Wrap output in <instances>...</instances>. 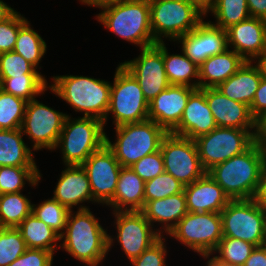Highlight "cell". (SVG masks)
Masks as SVG:
<instances>
[{
    "mask_svg": "<svg viewBox=\"0 0 266 266\" xmlns=\"http://www.w3.org/2000/svg\"><path fill=\"white\" fill-rule=\"evenodd\" d=\"M113 240L94 217L90 208L80 205L76 214L73 210L69 211L65 230L60 236L62 243L58 248H63L87 266H98L105 260V256L114 244Z\"/></svg>",
    "mask_w": 266,
    "mask_h": 266,
    "instance_id": "cell-1",
    "label": "cell"
},
{
    "mask_svg": "<svg viewBox=\"0 0 266 266\" xmlns=\"http://www.w3.org/2000/svg\"><path fill=\"white\" fill-rule=\"evenodd\" d=\"M266 167L263 146L256 141L241 154L221 162L207 173L230 200L253 198Z\"/></svg>",
    "mask_w": 266,
    "mask_h": 266,
    "instance_id": "cell-2",
    "label": "cell"
},
{
    "mask_svg": "<svg viewBox=\"0 0 266 266\" xmlns=\"http://www.w3.org/2000/svg\"><path fill=\"white\" fill-rule=\"evenodd\" d=\"M99 23L118 37L142 48L155 45L151 30L149 0H121L103 6Z\"/></svg>",
    "mask_w": 266,
    "mask_h": 266,
    "instance_id": "cell-3",
    "label": "cell"
},
{
    "mask_svg": "<svg viewBox=\"0 0 266 266\" xmlns=\"http://www.w3.org/2000/svg\"><path fill=\"white\" fill-rule=\"evenodd\" d=\"M49 89L84 117L104 121L109 108L111 83L86 76L59 75L53 77Z\"/></svg>",
    "mask_w": 266,
    "mask_h": 266,
    "instance_id": "cell-4",
    "label": "cell"
},
{
    "mask_svg": "<svg viewBox=\"0 0 266 266\" xmlns=\"http://www.w3.org/2000/svg\"><path fill=\"white\" fill-rule=\"evenodd\" d=\"M116 142L106 135V145L122 167H130L148 154L160 150L168 132L153 120L126 123L115 127Z\"/></svg>",
    "mask_w": 266,
    "mask_h": 266,
    "instance_id": "cell-5",
    "label": "cell"
},
{
    "mask_svg": "<svg viewBox=\"0 0 266 266\" xmlns=\"http://www.w3.org/2000/svg\"><path fill=\"white\" fill-rule=\"evenodd\" d=\"M104 123L94 117L67 115L55 149L60 147L66 165H82L88 157L106 143Z\"/></svg>",
    "mask_w": 266,
    "mask_h": 266,
    "instance_id": "cell-6",
    "label": "cell"
},
{
    "mask_svg": "<svg viewBox=\"0 0 266 266\" xmlns=\"http://www.w3.org/2000/svg\"><path fill=\"white\" fill-rule=\"evenodd\" d=\"M149 3L151 30L157 43L163 42L162 38L177 41L194 30L205 16L193 0H149Z\"/></svg>",
    "mask_w": 266,
    "mask_h": 266,
    "instance_id": "cell-7",
    "label": "cell"
},
{
    "mask_svg": "<svg viewBox=\"0 0 266 266\" xmlns=\"http://www.w3.org/2000/svg\"><path fill=\"white\" fill-rule=\"evenodd\" d=\"M109 108L106 113V124L109 114H113L114 125L142 122L148 119L149 102L135 77L120 63L116 69Z\"/></svg>",
    "mask_w": 266,
    "mask_h": 266,
    "instance_id": "cell-8",
    "label": "cell"
},
{
    "mask_svg": "<svg viewBox=\"0 0 266 266\" xmlns=\"http://www.w3.org/2000/svg\"><path fill=\"white\" fill-rule=\"evenodd\" d=\"M168 235L209 259L223 238L221 214L188 212Z\"/></svg>",
    "mask_w": 266,
    "mask_h": 266,
    "instance_id": "cell-9",
    "label": "cell"
},
{
    "mask_svg": "<svg viewBox=\"0 0 266 266\" xmlns=\"http://www.w3.org/2000/svg\"><path fill=\"white\" fill-rule=\"evenodd\" d=\"M220 214L223 237L240 239L256 247L265 245L266 212L252 198L230 200Z\"/></svg>",
    "mask_w": 266,
    "mask_h": 266,
    "instance_id": "cell-10",
    "label": "cell"
},
{
    "mask_svg": "<svg viewBox=\"0 0 266 266\" xmlns=\"http://www.w3.org/2000/svg\"><path fill=\"white\" fill-rule=\"evenodd\" d=\"M255 134L252 129L216 127L198 136L194 140L205 171L246 151L255 142Z\"/></svg>",
    "mask_w": 266,
    "mask_h": 266,
    "instance_id": "cell-11",
    "label": "cell"
},
{
    "mask_svg": "<svg viewBox=\"0 0 266 266\" xmlns=\"http://www.w3.org/2000/svg\"><path fill=\"white\" fill-rule=\"evenodd\" d=\"M164 169L182 184L189 185L207 172L203 168L195 140L168 133L161 142Z\"/></svg>",
    "mask_w": 266,
    "mask_h": 266,
    "instance_id": "cell-12",
    "label": "cell"
},
{
    "mask_svg": "<svg viewBox=\"0 0 266 266\" xmlns=\"http://www.w3.org/2000/svg\"><path fill=\"white\" fill-rule=\"evenodd\" d=\"M66 116L37 99L27 102L20 129L32 141L33 151L55 150Z\"/></svg>",
    "mask_w": 266,
    "mask_h": 266,
    "instance_id": "cell-13",
    "label": "cell"
},
{
    "mask_svg": "<svg viewBox=\"0 0 266 266\" xmlns=\"http://www.w3.org/2000/svg\"><path fill=\"white\" fill-rule=\"evenodd\" d=\"M115 218L118 243L129 261L134 260L162 235L154 229L141 211H116Z\"/></svg>",
    "mask_w": 266,
    "mask_h": 266,
    "instance_id": "cell-14",
    "label": "cell"
},
{
    "mask_svg": "<svg viewBox=\"0 0 266 266\" xmlns=\"http://www.w3.org/2000/svg\"><path fill=\"white\" fill-rule=\"evenodd\" d=\"M121 64L138 81L148 102L170 85L164 68L163 42L142 48L137 58Z\"/></svg>",
    "mask_w": 266,
    "mask_h": 266,
    "instance_id": "cell-15",
    "label": "cell"
},
{
    "mask_svg": "<svg viewBox=\"0 0 266 266\" xmlns=\"http://www.w3.org/2000/svg\"><path fill=\"white\" fill-rule=\"evenodd\" d=\"M85 169L93 199L98 204H108L114 196L122 166L105 144L92 153L82 164Z\"/></svg>",
    "mask_w": 266,
    "mask_h": 266,
    "instance_id": "cell-16",
    "label": "cell"
},
{
    "mask_svg": "<svg viewBox=\"0 0 266 266\" xmlns=\"http://www.w3.org/2000/svg\"><path fill=\"white\" fill-rule=\"evenodd\" d=\"M177 40L182 44L184 54L198 66L228 48L226 30L213 25L211 21L202 20L194 30Z\"/></svg>",
    "mask_w": 266,
    "mask_h": 266,
    "instance_id": "cell-17",
    "label": "cell"
},
{
    "mask_svg": "<svg viewBox=\"0 0 266 266\" xmlns=\"http://www.w3.org/2000/svg\"><path fill=\"white\" fill-rule=\"evenodd\" d=\"M195 90L185 85H169L149 102L148 119L170 133L180 123L187 101Z\"/></svg>",
    "mask_w": 266,
    "mask_h": 266,
    "instance_id": "cell-18",
    "label": "cell"
},
{
    "mask_svg": "<svg viewBox=\"0 0 266 266\" xmlns=\"http://www.w3.org/2000/svg\"><path fill=\"white\" fill-rule=\"evenodd\" d=\"M227 45L245 61H255L266 51V20L249 17L226 29Z\"/></svg>",
    "mask_w": 266,
    "mask_h": 266,
    "instance_id": "cell-19",
    "label": "cell"
},
{
    "mask_svg": "<svg viewBox=\"0 0 266 266\" xmlns=\"http://www.w3.org/2000/svg\"><path fill=\"white\" fill-rule=\"evenodd\" d=\"M205 96L217 127L256 130L248 105L228 98L217 88H205Z\"/></svg>",
    "mask_w": 266,
    "mask_h": 266,
    "instance_id": "cell-20",
    "label": "cell"
},
{
    "mask_svg": "<svg viewBox=\"0 0 266 266\" xmlns=\"http://www.w3.org/2000/svg\"><path fill=\"white\" fill-rule=\"evenodd\" d=\"M217 127L204 89H196L189 97L180 123L170 132L174 135L196 139Z\"/></svg>",
    "mask_w": 266,
    "mask_h": 266,
    "instance_id": "cell-21",
    "label": "cell"
},
{
    "mask_svg": "<svg viewBox=\"0 0 266 266\" xmlns=\"http://www.w3.org/2000/svg\"><path fill=\"white\" fill-rule=\"evenodd\" d=\"M184 194L187 211L193 213H220L230 201L221 186L208 173L186 185Z\"/></svg>",
    "mask_w": 266,
    "mask_h": 266,
    "instance_id": "cell-22",
    "label": "cell"
},
{
    "mask_svg": "<svg viewBox=\"0 0 266 266\" xmlns=\"http://www.w3.org/2000/svg\"><path fill=\"white\" fill-rule=\"evenodd\" d=\"M53 198L69 210L85 201L96 202L93 199L87 173L82 165H66L61 172Z\"/></svg>",
    "mask_w": 266,
    "mask_h": 266,
    "instance_id": "cell-23",
    "label": "cell"
},
{
    "mask_svg": "<svg viewBox=\"0 0 266 266\" xmlns=\"http://www.w3.org/2000/svg\"><path fill=\"white\" fill-rule=\"evenodd\" d=\"M245 60L234 50L227 48L224 52L207 58L199 65V89L216 88L235 74Z\"/></svg>",
    "mask_w": 266,
    "mask_h": 266,
    "instance_id": "cell-24",
    "label": "cell"
},
{
    "mask_svg": "<svg viewBox=\"0 0 266 266\" xmlns=\"http://www.w3.org/2000/svg\"><path fill=\"white\" fill-rule=\"evenodd\" d=\"M145 181L131 167L120 170L113 199L106 205L116 211H141L145 205Z\"/></svg>",
    "mask_w": 266,
    "mask_h": 266,
    "instance_id": "cell-25",
    "label": "cell"
},
{
    "mask_svg": "<svg viewBox=\"0 0 266 266\" xmlns=\"http://www.w3.org/2000/svg\"><path fill=\"white\" fill-rule=\"evenodd\" d=\"M261 73L253 61H245L238 71L216 88L232 100L250 107L261 82Z\"/></svg>",
    "mask_w": 266,
    "mask_h": 266,
    "instance_id": "cell-26",
    "label": "cell"
},
{
    "mask_svg": "<svg viewBox=\"0 0 266 266\" xmlns=\"http://www.w3.org/2000/svg\"><path fill=\"white\" fill-rule=\"evenodd\" d=\"M141 212L152 226L154 222L162 223L161 230L168 235L188 213L185 194L181 192L162 199L148 201Z\"/></svg>",
    "mask_w": 266,
    "mask_h": 266,
    "instance_id": "cell-27",
    "label": "cell"
},
{
    "mask_svg": "<svg viewBox=\"0 0 266 266\" xmlns=\"http://www.w3.org/2000/svg\"><path fill=\"white\" fill-rule=\"evenodd\" d=\"M21 129H0V166H37Z\"/></svg>",
    "mask_w": 266,
    "mask_h": 266,
    "instance_id": "cell-28",
    "label": "cell"
},
{
    "mask_svg": "<svg viewBox=\"0 0 266 266\" xmlns=\"http://www.w3.org/2000/svg\"><path fill=\"white\" fill-rule=\"evenodd\" d=\"M182 54L170 55L163 41V61L168 82L170 85H185L199 89V66L183 51ZM195 78L197 82L192 80Z\"/></svg>",
    "mask_w": 266,
    "mask_h": 266,
    "instance_id": "cell-29",
    "label": "cell"
},
{
    "mask_svg": "<svg viewBox=\"0 0 266 266\" xmlns=\"http://www.w3.org/2000/svg\"><path fill=\"white\" fill-rule=\"evenodd\" d=\"M17 228L27 248L44 249L53 253L58 250L57 241L60 242V236L33 213L27 216Z\"/></svg>",
    "mask_w": 266,
    "mask_h": 266,
    "instance_id": "cell-30",
    "label": "cell"
},
{
    "mask_svg": "<svg viewBox=\"0 0 266 266\" xmlns=\"http://www.w3.org/2000/svg\"><path fill=\"white\" fill-rule=\"evenodd\" d=\"M48 83L42 74H23V76L0 78V89L29 102L44 94Z\"/></svg>",
    "mask_w": 266,
    "mask_h": 266,
    "instance_id": "cell-31",
    "label": "cell"
},
{
    "mask_svg": "<svg viewBox=\"0 0 266 266\" xmlns=\"http://www.w3.org/2000/svg\"><path fill=\"white\" fill-rule=\"evenodd\" d=\"M32 213L27 196L17 193L0 194V227H18Z\"/></svg>",
    "mask_w": 266,
    "mask_h": 266,
    "instance_id": "cell-32",
    "label": "cell"
},
{
    "mask_svg": "<svg viewBox=\"0 0 266 266\" xmlns=\"http://www.w3.org/2000/svg\"><path fill=\"white\" fill-rule=\"evenodd\" d=\"M41 176L37 166H0V194L21 192L26 181L34 187Z\"/></svg>",
    "mask_w": 266,
    "mask_h": 266,
    "instance_id": "cell-33",
    "label": "cell"
},
{
    "mask_svg": "<svg viewBox=\"0 0 266 266\" xmlns=\"http://www.w3.org/2000/svg\"><path fill=\"white\" fill-rule=\"evenodd\" d=\"M47 44L42 37L31 28L30 22L26 21L17 35L14 52L20 54L36 69L46 53Z\"/></svg>",
    "mask_w": 266,
    "mask_h": 266,
    "instance_id": "cell-34",
    "label": "cell"
},
{
    "mask_svg": "<svg viewBox=\"0 0 266 266\" xmlns=\"http://www.w3.org/2000/svg\"><path fill=\"white\" fill-rule=\"evenodd\" d=\"M209 12L216 18V23H211L223 30L251 17L246 0H216L205 15Z\"/></svg>",
    "mask_w": 266,
    "mask_h": 266,
    "instance_id": "cell-35",
    "label": "cell"
},
{
    "mask_svg": "<svg viewBox=\"0 0 266 266\" xmlns=\"http://www.w3.org/2000/svg\"><path fill=\"white\" fill-rule=\"evenodd\" d=\"M27 101L0 89V129H20Z\"/></svg>",
    "mask_w": 266,
    "mask_h": 266,
    "instance_id": "cell-36",
    "label": "cell"
},
{
    "mask_svg": "<svg viewBox=\"0 0 266 266\" xmlns=\"http://www.w3.org/2000/svg\"><path fill=\"white\" fill-rule=\"evenodd\" d=\"M255 245L232 237H223L214 250V253H219L209 260H221L227 263L243 266L249 258Z\"/></svg>",
    "mask_w": 266,
    "mask_h": 266,
    "instance_id": "cell-37",
    "label": "cell"
},
{
    "mask_svg": "<svg viewBox=\"0 0 266 266\" xmlns=\"http://www.w3.org/2000/svg\"><path fill=\"white\" fill-rule=\"evenodd\" d=\"M69 211L70 210L66 206L60 204L53 197L43 201L38 206L32 204V213L39 220L45 222L59 236H61L65 230Z\"/></svg>",
    "mask_w": 266,
    "mask_h": 266,
    "instance_id": "cell-38",
    "label": "cell"
},
{
    "mask_svg": "<svg viewBox=\"0 0 266 266\" xmlns=\"http://www.w3.org/2000/svg\"><path fill=\"white\" fill-rule=\"evenodd\" d=\"M27 247L16 227H0V266H8L18 259Z\"/></svg>",
    "mask_w": 266,
    "mask_h": 266,
    "instance_id": "cell-39",
    "label": "cell"
},
{
    "mask_svg": "<svg viewBox=\"0 0 266 266\" xmlns=\"http://www.w3.org/2000/svg\"><path fill=\"white\" fill-rule=\"evenodd\" d=\"M185 185L176 180L171 174L164 171L162 174L145 182V204L148 201L162 199L184 192Z\"/></svg>",
    "mask_w": 266,
    "mask_h": 266,
    "instance_id": "cell-40",
    "label": "cell"
},
{
    "mask_svg": "<svg viewBox=\"0 0 266 266\" xmlns=\"http://www.w3.org/2000/svg\"><path fill=\"white\" fill-rule=\"evenodd\" d=\"M23 74H41L20 54L9 51L0 53V78L23 76Z\"/></svg>",
    "mask_w": 266,
    "mask_h": 266,
    "instance_id": "cell-41",
    "label": "cell"
},
{
    "mask_svg": "<svg viewBox=\"0 0 266 266\" xmlns=\"http://www.w3.org/2000/svg\"><path fill=\"white\" fill-rule=\"evenodd\" d=\"M26 21L23 15L15 11L5 21L0 22V53L14 50L19 28Z\"/></svg>",
    "mask_w": 266,
    "mask_h": 266,
    "instance_id": "cell-42",
    "label": "cell"
},
{
    "mask_svg": "<svg viewBox=\"0 0 266 266\" xmlns=\"http://www.w3.org/2000/svg\"><path fill=\"white\" fill-rule=\"evenodd\" d=\"M130 167L145 182L155 178L165 171L163 156L160 150L148 154Z\"/></svg>",
    "mask_w": 266,
    "mask_h": 266,
    "instance_id": "cell-43",
    "label": "cell"
},
{
    "mask_svg": "<svg viewBox=\"0 0 266 266\" xmlns=\"http://www.w3.org/2000/svg\"><path fill=\"white\" fill-rule=\"evenodd\" d=\"M164 235H162L155 243L140 254L137 258L130 261L132 266H166L165 259L167 250Z\"/></svg>",
    "mask_w": 266,
    "mask_h": 266,
    "instance_id": "cell-44",
    "label": "cell"
},
{
    "mask_svg": "<svg viewBox=\"0 0 266 266\" xmlns=\"http://www.w3.org/2000/svg\"><path fill=\"white\" fill-rule=\"evenodd\" d=\"M53 254L44 249L27 248L18 259L8 266H52Z\"/></svg>",
    "mask_w": 266,
    "mask_h": 266,
    "instance_id": "cell-45",
    "label": "cell"
},
{
    "mask_svg": "<svg viewBox=\"0 0 266 266\" xmlns=\"http://www.w3.org/2000/svg\"><path fill=\"white\" fill-rule=\"evenodd\" d=\"M249 108L251 115L256 121L266 113V79L261 78L255 97Z\"/></svg>",
    "mask_w": 266,
    "mask_h": 266,
    "instance_id": "cell-46",
    "label": "cell"
},
{
    "mask_svg": "<svg viewBox=\"0 0 266 266\" xmlns=\"http://www.w3.org/2000/svg\"><path fill=\"white\" fill-rule=\"evenodd\" d=\"M252 199L258 207L266 212V167Z\"/></svg>",
    "mask_w": 266,
    "mask_h": 266,
    "instance_id": "cell-47",
    "label": "cell"
},
{
    "mask_svg": "<svg viewBox=\"0 0 266 266\" xmlns=\"http://www.w3.org/2000/svg\"><path fill=\"white\" fill-rule=\"evenodd\" d=\"M243 266H266V245L255 247Z\"/></svg>",
    "mask_w": 266,
    "mask_h": 266,
    "instance_id": "cell-48",
    "label": "cell"
},
{
    "mask_svg": "<svg viewBox=\"0 0 266 266\" xmlns=\"http://www.w3.org/2000/svg\"><path fill=\"white\" fill-rule=\"evenodd\" d=\"M251 17L266 20V0H246Z\"/></svg>",
    "mask_w": 266,
    "mask_h": 266,
    "instance_id": "cell-49",
    "label": "cell"
},
{
    "mask_svg": "<svg viewBox=\"0 0 266 266\" xmlns=\"http://www.w3.org/2000/svg\"><path fill=\"white\" fill-rule=\"evenodd\" d=\"M255 141L261 145L266 142V113L256 121Z\"/></svg>",
    "mask_w": 266,
    "mask_h": 266,
    "instance_id": "cell-50",
    "label": "cell"
},
{
    "mask_svg": "<svg viewBox=\"0 0 266 266\" xmlns=\"http://www.w3.org/2000/svg\"><path fill=\"white\" fill-rule=\"evenodd\" d=\"M16 10L7 5V3L0 0V22L9 18Z\"/></svg>",
    "mask_w": 266,
    "mask_h": 266,
    "instance_id": "cell-51",
    "label": "cell"
},
{
    "mask_svg": "<svg viewBox=\"0 0 266 266\" xmlns=\"http://www.w3.org/2000/svg\"><path fill=\"white\" fill-rule=\"evenodd\" d=\"M118 1H121V0H80V2H82V4H86L88 6H95V7H98V8H101L103 6H106V5H109V4H112V3H116Z\"/></svg>",
    "mask_w": 266,
    "mask_h": 266,
    "instance_id": "cell-52",
    "label": "cell"
},
{
    "mask_svg": "<svg viewBox=\"0 0 266 266\" xmlns=\"http://www.w3.org/2000/svg\"><path fill=\"white\" fill-rule=\"evenodd\" d=\"M255 60L256 62L254 61V63H256L257 67L259 68L261 77L266 79V51Z\"/></svg>",
    "mask_w": 266,
    "mask_h": 266,
    "instance_id": "cell-53",
    "label": "cell"
},
{
    "mask_svg": "<svg viewBox=\"0 0 266 266\" xmlns=\"http://www.w3.org/2000/svg\"><path fill=\"white\" fill-rule=\"evenodd\" d=\"M205 13L216 0H193Z\"/></svg>",
    "mask_w": 266,
    "mask_h": 266,
    "instance_id": "cell-54",
    "label": "cell"
},
{
    "mask_svg": "<svg viewBox=\"0 0 266 266\" xmlns=\"http://www.w3.org/2000/svg\"><path fill=\"white\" fill-rule=\"evenodd\" d=\"M206 266H239V265L227 263L221 260H208Z\"/></svg>",
    "mask_w": 266,
    "mask_h": 266,
    "instance_id": "cell-55",
    "label": "cell"
},
{
    "mask_svg": "<svg viewBox=\"0 0 266 266\" xmlns=\"http://www.w3.org/2000/svg\"><path fill=\"white\" fill-rule=\"evenodd\" d=\"M264 149V154H265V162H266V142L262 145Z\"/></svg>",
    "mask_w": 266,
    "mask_h": 266,
    "instance_id": "cell-56",
    "label": "cell"
}]
</instances>
